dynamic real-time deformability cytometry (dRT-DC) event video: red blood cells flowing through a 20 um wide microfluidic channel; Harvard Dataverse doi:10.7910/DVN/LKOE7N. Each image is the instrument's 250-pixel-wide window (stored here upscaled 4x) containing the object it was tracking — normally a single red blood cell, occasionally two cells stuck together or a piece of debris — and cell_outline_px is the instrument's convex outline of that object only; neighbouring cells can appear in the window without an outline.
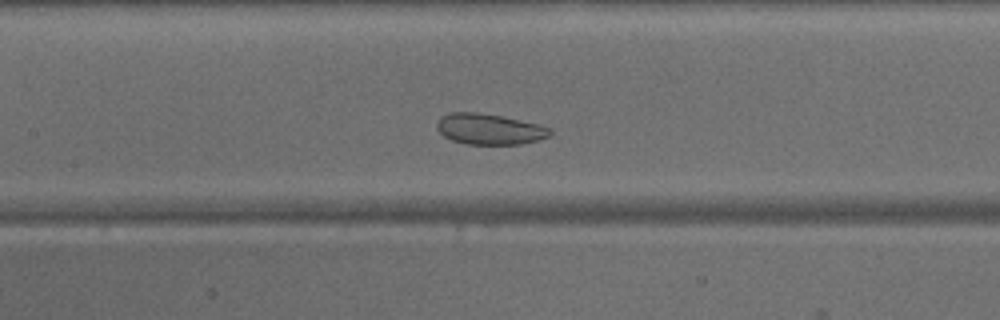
{"species": "common noctule bat (a hibernating species)", "species_latin": "Nyctalus noctula", "temperature_condition": "warm", "stored_images_in_passage": 46, "camera_frame_rate_fps": 3000, "um_per_image_px": 0.085, "animal": {"sex": "male", "body_mass_g": 15.6}, "frame": {"image": 1, "passage_image": 23, "time_ms": 7.333, "image_size_px": [1000, 320], "cell_outline_px": [[552, 132], [548, 136], [536, 140], [520, 144], [468, 144], [452, 140], [444, 136], [436, 128], [436, 120], [440, 116], [448, 112], [476, 112], [500, 116], [536, 124], [552, 128]], "centroid_in_image_um": [41.53, 10.96], "position_along_channel_um": 165.9, "area_um2": 20.17}}
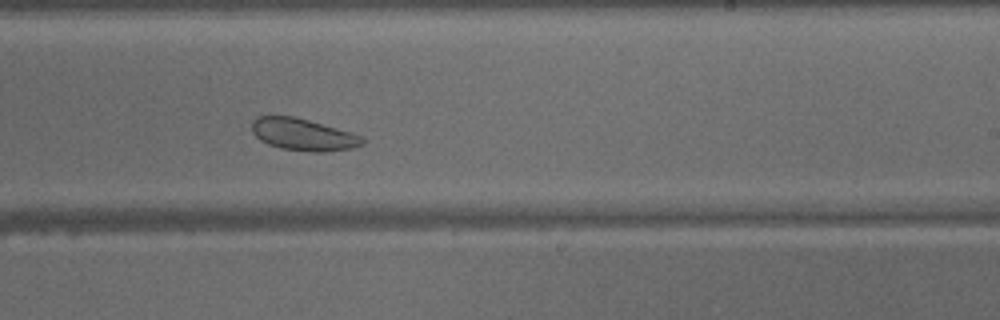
{"frame": {"image": 2, "passage_image": 30, "time_ms": 9.667, "image_size_px": [1000, 320], "cell_outline_px": [[364, 144], [352, 148], [320, 152], [316, 152], [280, 148], [268, 144], [260, 140], [252, 132], [252, 120], [256, 116], [292, 116], [308, 120], [352, 132], [364, 136]], "centroid_in_image_um": [25.77, 11.43], "position_along_channel_um": 263.2, "area_um2": 20.58}}
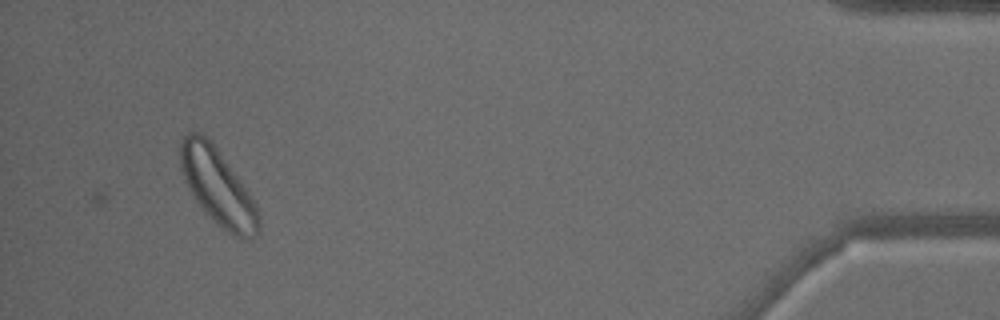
{"frame": {"image": 3, "passage_image": 46, "time_ms": 15.0, "image_size_px": [1000, 320], "cell_outline_px": [[260, 232], [256, 236], [244, 240], [240, 240], [232, 236], [216, 224], [200, 208], [192, 196], [184, 180], [180, 168], [180, 140], [188, 132], [200, 132], [212, 140], [248, 192], [260, 216]], "centroid_in_image_um": [18.49, 15.91], "position_along_channel_um": 416.7, "area_um2": 35.26}}